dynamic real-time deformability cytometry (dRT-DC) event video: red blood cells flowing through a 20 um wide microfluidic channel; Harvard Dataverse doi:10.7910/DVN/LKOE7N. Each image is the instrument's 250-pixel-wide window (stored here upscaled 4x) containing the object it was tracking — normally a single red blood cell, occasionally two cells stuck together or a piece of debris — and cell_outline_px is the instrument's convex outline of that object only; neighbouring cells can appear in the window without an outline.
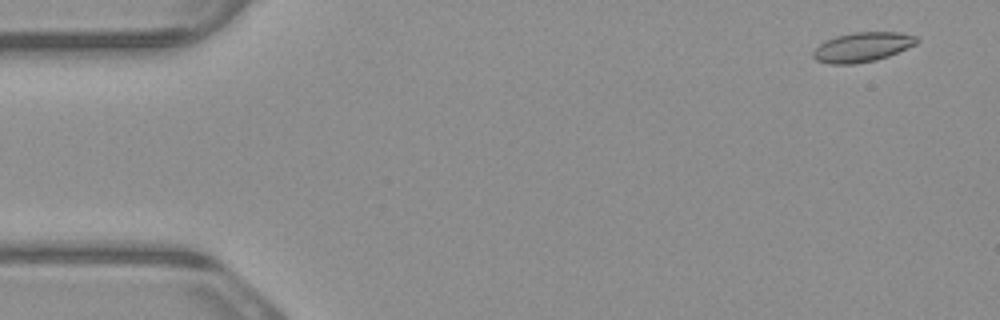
{"species": "common noctule bat (a hibernating species)", "species_latin": "Nyctalus noctula", "temperature_condition": "warm", "stored_images_in_passage": 3, "camera_frame_rate_fps": 3000, "um_per_image_px": 0.085, "animal": {"sex": "male", "body_mass_g": 23.1, "forearm_length_mm": 52.7}, "frame": {"image": 1, "passage_image": 1, "time_ms": 0.0, "image_size_px": [1000, 320], "cell_outline_px": [[920, 40], [916, 44], [888, 56], [876, 60], [856, 64], [828, 64], [816, 60], [812, 56], [812, 52], [820, 44], [836, 36], [852, 32], [900, 32], [916, 36]], "centroid_in_image_um": [73.31, 4.0], "position_along_channel_um": 11.7, "area_um2": 17.86}}